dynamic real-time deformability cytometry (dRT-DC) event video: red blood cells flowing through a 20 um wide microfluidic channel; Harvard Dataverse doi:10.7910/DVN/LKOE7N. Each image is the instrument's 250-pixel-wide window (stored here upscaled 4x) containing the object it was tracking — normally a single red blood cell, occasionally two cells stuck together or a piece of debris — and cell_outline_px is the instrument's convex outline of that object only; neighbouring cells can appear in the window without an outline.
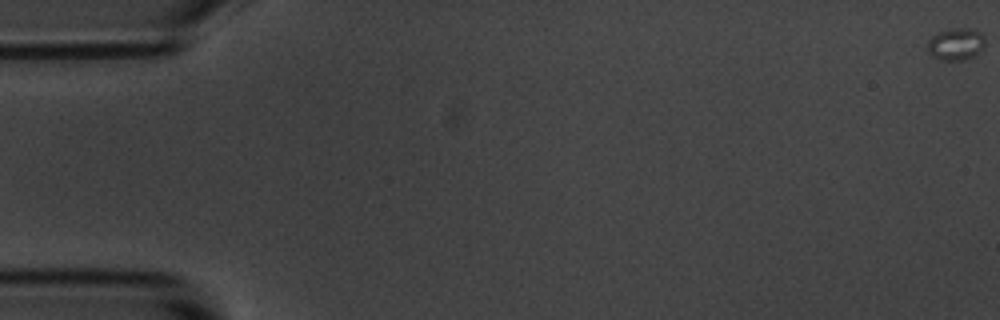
{"species": "common noctule bat (a hibernating species)", "species_latin": "Nyctalus noctula", "temperature_condition": "room temperature", "stored_images_in_passage": 15, "camera_frame_rate_fps": 3000, "um_per_image_px": 0.085, "animal": {"sex": "male", "body_mass_g": 20.1, "forearm_length_mm": 53.5}, "frame": {"image": 1, "passage_image": 1, "time_ms": 0.0, "image_size_px": [1000, 320], "cell_outline_px": [[984, 44], [976, 56], [964, 60], [940, 60], [932, 56], [928, 52], [928, 40], [936, 32], [956, 28], [976, 28], [984, 36]], "centroid_in_image_um": [81.25, 3.74], "position_along_channel_um": 3.7, "area_um2": 10.92}}